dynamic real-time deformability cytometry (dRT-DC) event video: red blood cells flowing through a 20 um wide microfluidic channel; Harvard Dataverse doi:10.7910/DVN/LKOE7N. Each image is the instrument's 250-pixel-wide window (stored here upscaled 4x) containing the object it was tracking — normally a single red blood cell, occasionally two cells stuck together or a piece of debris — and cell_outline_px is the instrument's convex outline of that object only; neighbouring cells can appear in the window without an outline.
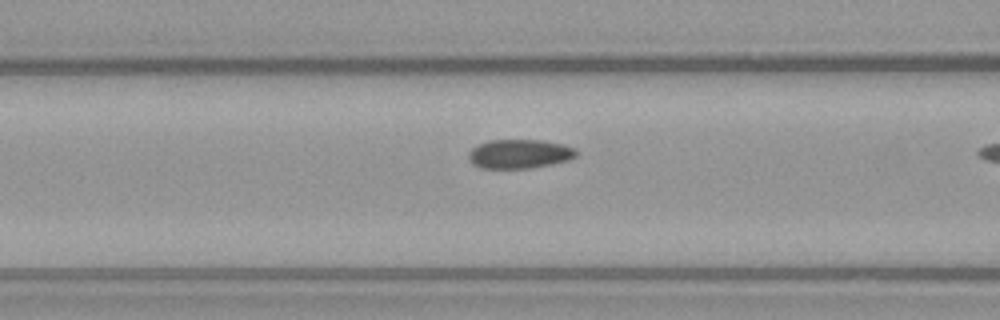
{"species": "common noctule bat (a hibernating species)", "species_latin": "Nyctalus noctula", "temperature_condition": "warm", "stored_images_in_passage": 19, "camera_frame_rate_fps": 3000, "um_per_image_px": 0.085, "animal": {"sex": "female", "body_mass_g": 21.9}, "frame": {"image": 1, "passage_image": 18, "time_ms": 5.667, "image_size_px": [1000, 320], "cell_outline_px": [[576, 156], [568, 160], [528, 168], [480, 168], [472, 164], [468, 160], [468, 152], [472, 148], [488, 140], [540, 140], [564, 144], [576, 148]], "centroid_in_image_um": [44.12, 13.07], "position_along_channel_um": 122.5, "area_um2": 18.21}}